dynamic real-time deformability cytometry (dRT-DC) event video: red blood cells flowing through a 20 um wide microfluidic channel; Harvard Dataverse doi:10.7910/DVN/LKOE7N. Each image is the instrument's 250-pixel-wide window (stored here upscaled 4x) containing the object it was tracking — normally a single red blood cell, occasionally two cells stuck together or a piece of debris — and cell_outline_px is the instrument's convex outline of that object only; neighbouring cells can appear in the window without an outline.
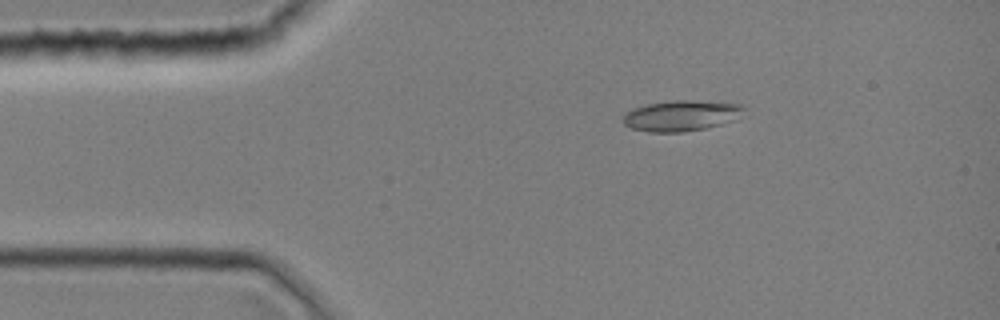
{"species": "common noctule bat (a hibernating species)", "species_latin": "Nyctalus noctula", "temperature_condition": "room temperature", "stored_images_in_passage": 3, "camera_frame_rate_fps": 3000, "um_per_image_px": 0.085, "animal": {"sex": "female", "body_mass_g": 19.0, "forearm_length_mm": 51.5}, "frame": {"image": 1, "passage_image": 1, "time_ms": 0.0, "image_size_px": [1000, 320], "cell_outline_px": [[744, 108], [732, 120], [720, 124], [704, 128], [680, 132], [648, 132], [632, 128], [624, 124], [624, 112], [632, 108], [648, 104], [672, 100], [688, 100], [744, 104]], "centroid_in_image_um": [57.84, 9.82], "position_along_channel_um": 27.2, "area_um2": 21.27}}